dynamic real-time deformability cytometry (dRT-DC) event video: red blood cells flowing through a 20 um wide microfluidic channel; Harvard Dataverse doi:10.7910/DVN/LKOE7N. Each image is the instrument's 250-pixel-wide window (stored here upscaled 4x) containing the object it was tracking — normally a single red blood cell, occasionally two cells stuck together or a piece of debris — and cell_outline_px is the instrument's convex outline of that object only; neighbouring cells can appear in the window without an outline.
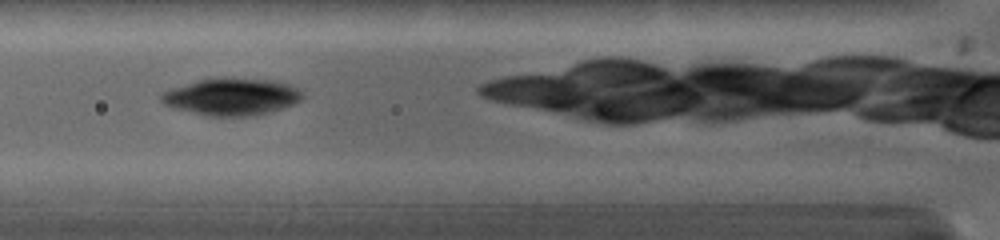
{"species": "common noctule bat (a hibernating species)", "species_latin": "Nyctalus noctula", "temperature_condition": "warm", "stored_images_in_passage": 10, "camera_frame_rate_fps": 5000, "um_per_image_px": 0.085, "animal": {"sex": "female", "body_mass_g": 19.0, "forearm_length_mm": 53.3}, "frame": {"image": 1, "passage_image": 6, "time_ms": 1.2, "image_size_px": [1000, 240], "cell_outline_px": [[304, 96], [300, 100], [284, 108], [272, 112], [256, 116], [208, 116], [172, 108], [164, 104], [160, 100], [160, 92], [196, 80], [272, 80], [288, 84], [304, 92]], "centroid_in_image_um": [19.67, 8.27], "position_along_channel_um": 106.1, "area_um2": 30.06}}